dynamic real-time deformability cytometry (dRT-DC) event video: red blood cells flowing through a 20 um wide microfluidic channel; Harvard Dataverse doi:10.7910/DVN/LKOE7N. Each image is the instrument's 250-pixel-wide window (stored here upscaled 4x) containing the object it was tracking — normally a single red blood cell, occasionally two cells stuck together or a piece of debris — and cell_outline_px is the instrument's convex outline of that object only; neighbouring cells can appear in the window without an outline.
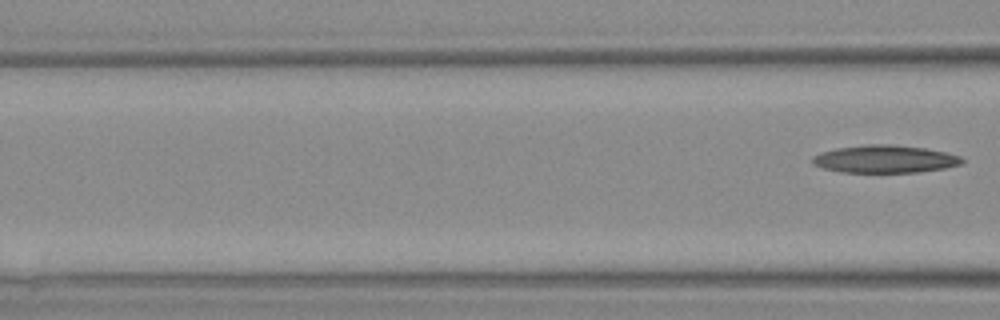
{"species": "Egyptian fruit bat (a non-hibernating species)", "species_latin": "Rousettus aegyptiacus", "temperature_condition": "warm", "stored_images_in_passage": 4, "camera_frame_rate_fps": 3000, "um_per_image_px": 0.085, "animal": {"sex": "female"}, "frame": {"image": 1, "passage_image": 4, "time_ms": 3.667, "image_size_px": [1000, 320], "cell_outline_px": [[964, 160], [960, 164], [944, 168], [920, 172], [840, 172], [824, 168], [812, 164], [812, 160], [816, 156], [824, 152], [836, 148], [868, 144], [888, 144], [924, 148], [944, 152], [960, 156]], "centroid_in_image_um": [75.22, 13.52], "position_along_channel_um": 91.4, "area_um2": 23.76}}